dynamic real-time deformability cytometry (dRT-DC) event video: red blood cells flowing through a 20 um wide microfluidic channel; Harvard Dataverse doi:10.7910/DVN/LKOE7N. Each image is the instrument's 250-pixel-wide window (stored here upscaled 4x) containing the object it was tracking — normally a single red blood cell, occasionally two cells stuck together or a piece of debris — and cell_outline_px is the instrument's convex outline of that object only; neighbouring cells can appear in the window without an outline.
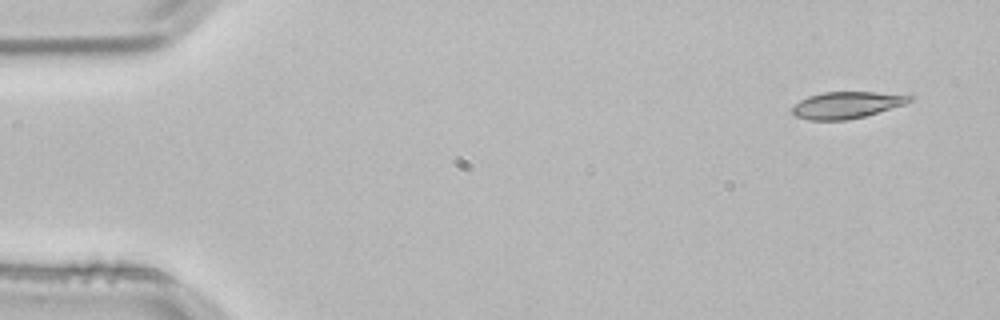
{"species": "common noctule bat (a hibernating species)", "species_latin": "Nyctalus noctula", "temperature_condition": "room temperature", "stored_images_in_passage": 4, "segment_of_instrument_passage": [1, 2], "camera_frame_rate_fps": 3000, "um_per_image_px": 0.085, "animal": {"sex": "male", "body_mass_g": 21.5, "forearm_length_mm": 52.0}, "frame": {"image": 1, "passage_image": 1, "time_ms": 0.0, "image_size_px": [1000, 320], "cell_outline_px": [[912, 100], [904, 104], [864, 116], [844, 120], [808, 120], [796, 116], [792, 112], [792, 108], [800, 100], [808, 96], [824, 92], [872, 92], [912, 96]], "centroid_in_image_um": [71.91, 8.93], "position_along_channel_um": 13.1, "area_um2": 17.86}}
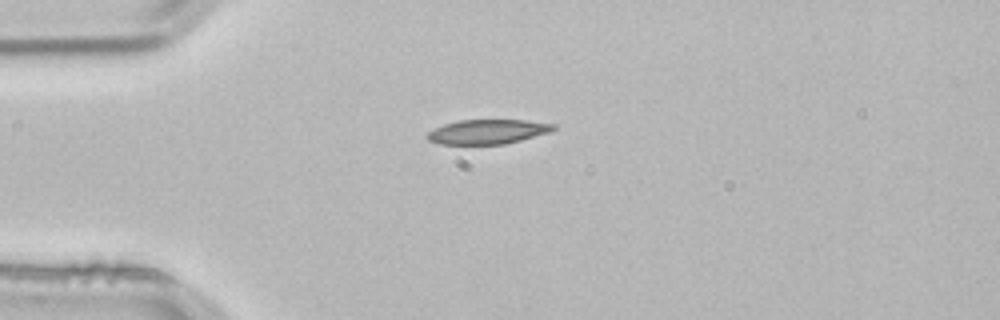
{"frame": {"image": 2, "passage_image": 3, "time_ms": 0.667, "image_size_px": [1000, 320], "cell_outline_px": [[556, 128], [552, 132], [504, 144], [440, 144], [428, 140], [424, 136], [432, 128], [444, 124], [460, 120], [524, 120], [556, 124]], "centroid_in_image_um": [41.43, 11.19], "position_along_channel_um": 43.6, "area_um2": 18.15}}